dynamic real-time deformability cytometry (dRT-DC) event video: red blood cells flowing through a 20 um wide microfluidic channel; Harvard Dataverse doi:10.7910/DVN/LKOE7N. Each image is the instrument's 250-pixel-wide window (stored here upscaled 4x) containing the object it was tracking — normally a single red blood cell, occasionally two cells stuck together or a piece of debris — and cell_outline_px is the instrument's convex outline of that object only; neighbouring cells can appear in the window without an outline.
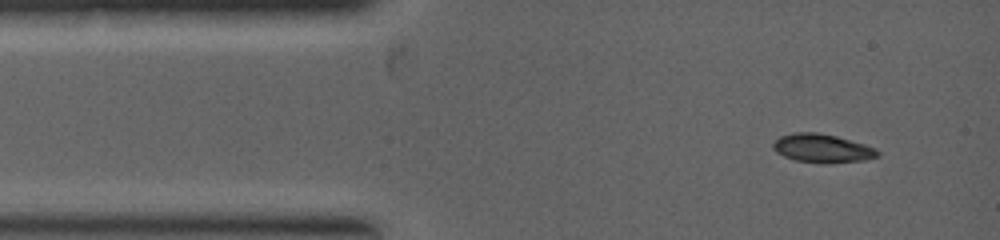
{"species": "common noctule bat (a hibernating species)", "species_latin": "Nyctalus noctula", "temperature_condition": "warm", "stored_images_in_passage": 4, "camera_frame_rate_fps": 5000, "um_per_image_px": 0.085, "animal": {"sex": "female", "body_mass_g": 19.0, "forearm_length_mm": 53.3}, "frame": {"image": 1, "passage_image": 1, "time_ms": 0.0, "image_size_px": [1000, 240], "cell_outline_px": [[880, 156], [864, 160], [824, 164], [796, 160], [784, 156], [776, 152], [772, 148], [772, 144], [780, 136], [792, 132], [816, 132], [836, 136], [864, 144], [876, 148], [880, 152]], "centroid_in_image_um": [69.89, 12.61], "position_along_channel_um": 15.1, "area_um2": 17.51}}